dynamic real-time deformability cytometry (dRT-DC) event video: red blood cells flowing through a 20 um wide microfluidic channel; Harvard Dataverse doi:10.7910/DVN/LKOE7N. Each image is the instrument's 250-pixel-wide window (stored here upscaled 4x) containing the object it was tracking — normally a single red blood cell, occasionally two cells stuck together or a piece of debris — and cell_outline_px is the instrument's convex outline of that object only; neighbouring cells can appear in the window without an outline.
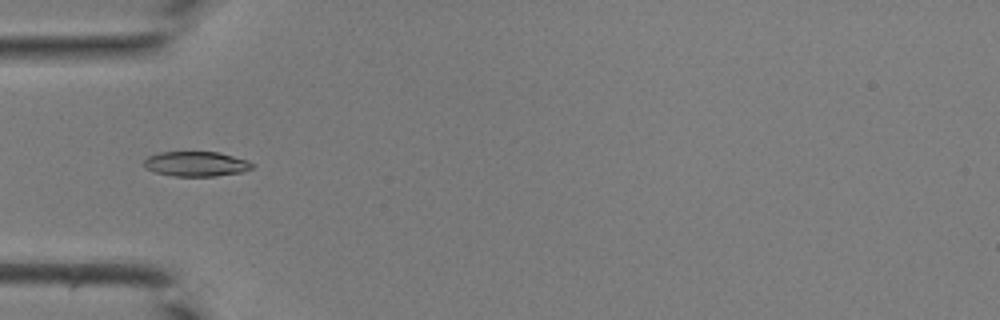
{"species": "common noctule bat (a hibernating species)", "species_latin": "Nyctalus noctula", "temperature_condition": "room temperature", "stored_images_in_passage": 32, "camera_frame_rate_fps": 3000, "um_per_image_px": 0.085, "animal": {"sex": "male", "body_mass_g": 19.0, "forearm_length_mm": 50.8}, "frame": {"image": 1, "passage_image": 4, "time_ms": 1.0, "image_size_px": [1000, 320], "cell_outline_px": [[256, 164], [252, 168], [240, 172], [216, 176], [172, 176], [156, 172], [144, 168], [144, 160], [148, 156], [160, 152], [220, 152], [248, 160]], "centroid_in_image_um": [16.68, 13.93], "position_along_channel_um": 68.3, "area_um2": 15.78}}
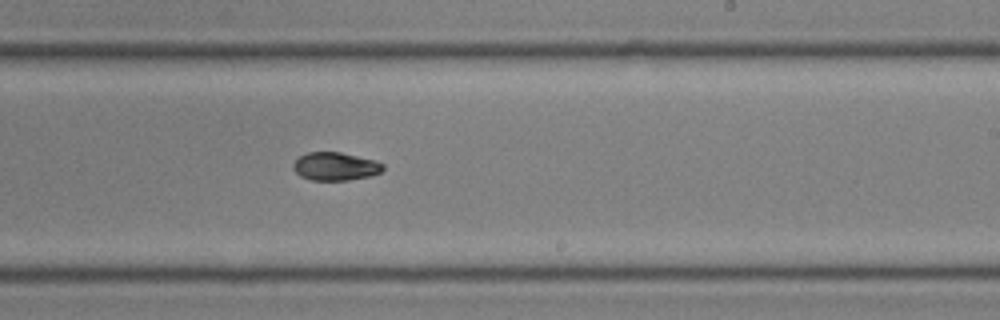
{"frame": {"image": 2, "passage_image": 16, "time_ms": 5.0, "image_size_px": [1000, 320], "cell_outline_px": [[384, 168], [380, 172], [368, 176], [348, 180], [312, 180], [300, 176], [292, 168], [292, 164], [304, 152], [340, 152], [376, 160], [384, 164]], "centroid_in_image_um": [28.48, 14.13], "position_along_channel_um": 260.5, "area_um2": 14.74}}
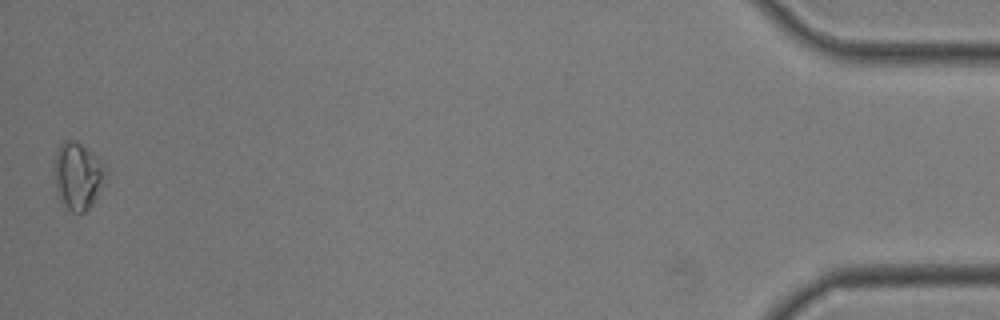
{"frame": {"image": 3, "passage_image": 32, "time_ms": 10.333, "image_size_px": [1000, 320], "cell_outline_px": [[108, 172], [92, 204], [84, 212], [72, 212], [60, 204], [52, 172], [52, 164], [56, 148], [64, 140], [76, 140], [100, 160], [104, 164]], "centroid_in_image_um": [6.55, 14.93], "position_along_channel_um": 428.7, "area_um2": 20.52}}